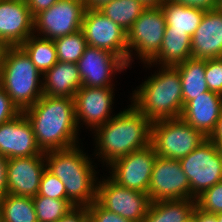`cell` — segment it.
Returning <instances> with one entry per match:
<instances>
[{"label":"cell","mask_w":222,"mask_h":222,"mask_svg":"<svg viewBox=\"0 0 222 222\" xmlns=\"http://www.w3.org/2000/svg\"><path fill=\"white\" fill-rule=\"evenodd\" d=\"M0 222H2V214H1V199H0Z\"/></svg>","instance_id":"7dc6e473"},{"label":"cell","mask_w":222,"mask_h":222,"mask_svg":"<svg viewBox=\"0 0 222 222\" xmlns=\"http://www.w3.org/2000/svg\"><path fill=\"white\" fill-rule=\"evenodd\" d=\"M179 162L193 199L222 181V151L208 138Z\"/></svg>","instance_id":"52a82bcc"},{"label":"cell","mask_w":222,"mask_h":222,"mask_svg":"<svg viewBox=\"0 0 222 222\" xmlns=\"http://www.w3.org/2000/svg\"><path fill=\"white\" fill-rule=\"evenodd\" d=\"M191 56L196 59L222 57V11H205L191 37Z\"/></svg>","instance_id":"d6986e66"},{"label":"cell","mask_w":222,"mask_h":222,"mask_svg":"<svg viewBox=\"0 0 222 222\" xmlns=\"http://www.w3.org/2000/svg\"><path fill=\"white\" fill-rule=\"evenodd\" d=\"M147 7H160L167 0H140Z\"/></svg>","instance_id":"7bdbcfd3"},{"label":"cell","mask_w":222,"mask_h":222,"mask_svg":"<svg viewBox=\"0 0 222 222\" xmlns=\"http://www.w3.org/2000/svg\"><path fill=\"white\" fill-rule=\"evenodd\" d=\"M20 113L21 111L0 86V124L12 120Z\"/></svg>","instance_id":"e575fe53"},{"label":"cell","mask_w":222,"mask_h":222,"mask_svg":"<svg viewBox=\"0 0 222 222\" xmlns=\"http://www.w3.org/2000/svg\"><path fill=\"white\" fill-rule=\"evenodd\" d=\"M84 153L77 145L44 154L46 168L65 185L67 198L75 206H88L97 197V172L88 155Z\"/></svg>","instance_id":"3957f363"},{"label":"cell","mask_w":222,"mask_h":222,"mask_svg":"<svg viewBox=\"0 0 222 222\" xmlns=\"http://www.w3.org/2000/svg\"><path fill=\"white\" fill-rule=\"evenodd\" d=\"M46 169L44 154L10 158L7 163L8 194L35 197Z\"/></svg>","instance_id":"ac0fdd59"},{"label":"cell","mask_w":222,"mask_h":222,"mask_svg":"<svg viewBox=\"0 0 222 222\" xmlns=\"http://www.w3.org/2000/svg\"><path fill=\"white\" fill-rule=\"evenodd\" d=\"M58 61L77 63L88 46L82 30L54 40Z\"/></svg>","instance_id":"f546056e"},{"label":"cell","mask_w":222,"mask_h":222,"mask_svg":"<svg viewBox=\"0 0 222 222\" xmlns=\"http://www.w3.org/2000/svg\"><path fill=\"white\" fill-rule=\"evenodd\" d=\"M176 4L203 9L205 11L217 9L218 0H169Z\"/></svg>","instance_id":"8d00e7d4"},{"label":"cell","mask_w":222,"mask_h":222,"mask_svg":"<svg viewBox=\"0 0 222 222\" xmlns=\"http://www.w3.org/2000/svg\"><path fill=\"white\" fill-rule=\"evenodd\" d=\"M81 30L89 46L109 51L128 64L127 32L98 9H86Z\"/></svg>","instance_id":"7c38bea8"},{"label":"cell","mask_w":222,"mask_h":222,"mask_svg":"<svg viewBox=\"0 0 222 222\" xmlns=\"http://www.w3.org/2000/svg\"><path fill=\"white\" fill-rule=\"evenodd\" d=\"M196 207V199L151 202L142 222H188Z\"/></svg>","instance_id":"cb8c5ba5"},{"label":"cell","mask_w":222,"mask_h":222,"mask_svg":"<svg viewBox=\"0 0 222 222\" xmlns=\"http://www.w3.org/2000/svg\"><path fill=\"white\" fill-rule=\"evenodd\" d=\"M221 112L222 95L209 90L188 101L180 118L208 137L214 130Z\"/></svg>","instance_id":"ffe728a7"},{"label":"cell","mask_w":222,"mask_h":222,"mask_svg":"<svg viewBox=\"0 0 222 222\" xmlns=\"http://www.w3.org/2000/svg\"><path fill=\"white\" fill-rule=\"evenodd\" d=\"M146 8L140 0H112L98 10L127 32Z\"/></svg>","instance_id":"4316f807"},{"label":"cell","mask_w":222,"mask_h":222,"mask_svg":"<svg viewBox=\"0 0 222 222\" xmlns=\"http://www.w3.org/2000/svg\"><path fill=\"white\" fill-rule=\"evenodd\" d=\"M38 222H57L75 205L70 200L52 199L45 196L32 197Z\"/></svg>","instance_id":"f1b7e54d"},{"label":"cell","mask_w":222,"mask_h":222,"mask_svg":"<svg viewBox=\"0 0 222 222\" xmlns=\"http://www.w3.org/2000/svg\"><path fill=\"white\" fill-rule=\"evenodd\" d=\"M42 76L44 96L74 98L82 86L77 63L58 61Z\"/></svg>","instance_id":"44dd1931"},{"label":"cell","mask_w":222,"mask_h":222,"mask_svg":"<svg viewBox=\"0 0 222 222\" xmlns=\"http://www.w3.org/2000/svg\"><path fill=\"white\" fill-rule=\"evenodd\" d=\"M134 90L132 104L151 122L180 118L183 110L182 85L176 66H161Z\"/></svg>","instance_id":"277c9868"},{"label":"cell","mask_w":222,"mask_h":222,"mask_svg":"<svg viewBox=\"0 0 222 222\" xmlns=\"http://www.w3.org/2000/svg\"><path fill=\"white\" fill-rule=\"evenodd\" d=\"M36 196H45L52 199L69 200L66 195L65 185L47 168L44 170L39 192Z\"/></svg>","instance_id":"1f68e13d"},{"label":"cell","mask_w":222,"mask_h":222,"mask_svg":"<svg viewBox=\"0 0 222 222\" xmlns=\"http://www.w3.org/2000/svg\"><path fill=\"white\" fill-rule=\"evenodd\" d=\"M176 67L181 79L183 107L188 101L209 91L205 78L206 59L191 57Z\"/></svg>","instance_id":"603a6c76"},{"label":"cell","mask_w":222,"mask_h":222,"mask_svg":"<svg viewBox=\"0 0 222 222\" xmlns=\"http://www.w3.org/2000/svg\"><path fill=\"white\" fill-rule=\"evenodd\" d=\"M114 87L81 86L74 95L75 120L77 127L81 121L95 130L104 125L113 116ZM81 120V121H80Z\"/></svg>","instance_id":"9a60e30c"},{"label":"cell","mask_w":222,"mask_h":222,"mask_svg":"<svg viewBox=\"0 0 222 222\" xmlns=\"http://www.w3.org/2000/svg\"><path fill=\"white\" fill-rule=\"evenodd\" d=\"M206 139L200 130L193 128L181 118L152 122L151 145L160 157L179 160Z\"/></svg>","instance_id":"8992f818"},{"label":"cell","mask_w":222,"mask_h":222,"mask_svg":"<svg viewBox=\"0 0 222 222\" xmlns=\"http://www.w3.org/2000/svg\"><path fill=\"white\" fill-rule=\"evenodd\" d=\"M8 46L0 39V70L2 68L4 55Z\"/></svg>","instance_id":"ee69618b"},{"label":"cell","mask_w":222,"mask_h":222,"mask_svg":"<svg viewBox=\"0 0 222 222\" xmlns=\"http://www.w3.org/2000/svg\"><path fill=\"white\" fill-rule=\"evenodd\" d=\"M191 57V37L184 31H165L159 52L147 65L176 66Z\"/></svg>","instance_id":"7402d4cb"},{"label":"cell","mask_w":222,"mask_h":222,"mask_svg":"<svg viewBox=\"0 0 222 222\" xmlns=\"http://www.w3.org/2000/svg\"><path fill=\"white\" fill-rule=\"evenodd\" d=\"M217 8L222 11V0H218Z\"/></svg>","instance_id":"f6af8a7d"},{"label":"cell","mask_w":222,"mask_h":222,"mask_svg":"<svg viewBox=\"0 0 222 222\" xmlns=\"http://www.w3.org/2000/svg\"><path fill=\"white\" fill-rule=\"evenodd\" d=\"M57 222H90L86 206H75Z\"/></svg>","instance_id":"d590c367"},{"label":"cell","mask_w":222,"mask_h":222,"mask_svg":"<svg viewBox=\"0 0 222 222\" xmlns=\"http://www.w3.org/2000/svg\"><path fill=\"white\" fill-rule=\"evenodd\" d=\"M147 194L151 202L193 199L179 160L156 157Z\"/></svg>","instance_id":"4fadbf2b"},{"label":"cell","mask_w":222,"mask_h":222,"mask_svg":"<svg viewBox=\"0 0 222 222\" xmlns=\"http://www.w3.org/2000/svg\"><path fill=\"white\" fill-rule=\"evenodd\" d=\"M2 222H38L32 197L7 194L1 198Z\"/></svg>","instance_id":"83f0119b"},{"label":"cell","mask_w":222,"mask_h":222,"mask_svg":"<svg viewBox=\"0 0 222 222\" xmlns=\"http://www.w3.org/2000/svg\"><path fill=\"white\" fill-rule=\"evenodd\" d=\"M164 12L165 31H184L192 37L198 28L205 10L165 1L161 6Z\"/></svg>","instance_id":"d4e9b609"},{"label":"cell","mask_w":222,"mask_h":222,"mask_svg":"<svg viewBox=\"0 0 222 222\" xmlns=\"http://www.w3.org/2000/svg\"><path fill=\"white\" fill-rule=\"evenodd\" d=\"M41 75L20 46H8L0 70V86L21 112L43 96Z\"/></svg>","instance_id":"5b68a950"},{"label":"cell","mask_w":222,"mask_h":222,"mask_svg":"<svg viewBox=\"0 0 222 222\" xmlns=\"http://www.w3.org/2000/svg\"><path fill=\"white\" fill-rule=\"evenodd\" d=\"M7 163L8 158L0 155V199L8 194Z\"/></svg>","instance_id":"74e56055"},{"label":"cell","mask_w":222,"mask_h":222,"mask_svg":"<svg viewBox=\"0 0 222 222\" xmlns=\"http://www.w3.org/2000/svg\"><path fill=\"white\" fill-rule=\"evenodd\" d=\"M217 220L222 222V212L217 214Z\"/></svg>","instance_id":"bcb514c9"},{"label":"cell","mask_w":222,"mask_h":222,"mask_svg":"<svg viewBox=\"0 0 222 222\" xmlns=\"http://www.w3.org/2000/svg\"><path fill=\"white\" fill-rule=\"evenodd\" d=\"M34 33V17L26 0H0V39L20 46Z\"/></svg>","instance_id":"e0dca14e"},{"label":"cell","mask_w":222,"mask_h":222,"mask_svg":"<svg viewBox=\"0 0 222 222\" xmlns=\"http://www.w3.org/2000/svg\"><path fill=\"white\" fill-rule=\"evenodd\" d=\"M152 122L133 104L95 129L96 156L110 165L116 159L151 144Z\"/></svg>","instance_id":"7a4b0ae2"},{"label":"cell","mask_w":222,"mask_h":222,"mask_svg":"<svg viewBox=\"0 0 222 222\" xmlns=\"http://www.w3.org/2000/svg\"><path fill=\"white\" fill-rule=\"evenodd\" d=\"M112 0H84L86 9H99Z\"/></svg>","instance_id":"b9f144b4"},{"label":"cell","mask_w":222,"mask_h":222,"mask_svg":"<svg viewBox=\"0 0 222 222\" xmlns=\"http://www.w3.org/2000/svg\"><path fill=\"white\" fill-rule=\"evenodd\" d=\"M156 157L151 144L133 151L108 165L112 170L109 177L120 186L147 194Z\"/></svg>","instance_id":"8fae6325"},{"label":"cell","mask_w":222,"mask_h":222,"mask_svg":"<svg viewBox=\"0 0 222 222\" xmlns=\"http://www.w3.org/2000/svg\"><path fill=\"white\" fill-rule=\"evenodd\" d=\"M98 181L96 201L133 222H142L151 204L148 194L118 185L110 177Z\"/></svg>","instance_id":"30bf717a"},{"label":"cell","mask_w":222,"mask_h":222,"mask_svg":"<svg viewBox=\"0 0 222 222\" xmlns=\"http://www.w3.org/2000/svg\"><path fill=\"white\" fill-rule=\"evenodd\" d=\"M40 154L45 152L38 146L32 124L23 112L0 124V155L10 159Z\"/></svg>","instance_id":"2e32d148"},{"label":"cell","mask_w":222,"mask_h":222,"mask_svg":"<svg viewBox=\"0 0 222 222\" xmlns=\"http://www.w3.org/2000/svg\"><path fill=\"white\" fill-rule=\"evenodd\" d=\"M207 138L222 151V112L216 122L214 130L210 133Z\"/></svg>","instance_id":"ab89813d"},{"label":"cell","mask_w":222,"mask_h":222,"mask_svg":"<svg viewBox=\"0 0 222 222\" xmlns=\"http://www.w3.org/2000/svg\"><path fill=\"white\" fill-rule=\"evenodd\" d=\"M85 11L84 0H58L34 16V32L51 40L76 33L81 30Z\"/></svg>","instance_id":"9c48e42d"},{"label":"cell","mask_w":222,"mask_h":222,"mask_svg":"<svg viewBox=\"0 0 222 222\" xmlns=\"http://www.w3.org/2000/svg\"><path fill=\"white\" fill-rule=\"evenodd\" d=\"M23 113L32 124L37 144L43 152L78 145L74 98L43 95Z\"/></svg>","instance_id":"6da1fadb"},{"label":"cell","mask_w":222,"mask_h":222,"mask_svg":"<svg viewBox=\"0 0 222 222\" xmlns=\"http://www.w3.org/2000/svg\"><path fill=\"white\" fill-rule=\"evenodd\" d=\"M77 65L82 86L86 87H113L111 76L129 66L119 56L89 45Z\"/></svg>","instance_id":"5bb4252c"},{"label":"cell","mask_w":222,"mask_h":222,"mask_svg":"<svg viewBox=\"0 0 222 222\" xmlns=\"http://www.w3.org/2000/svg\"><path fill=\"white\" fill-rule=\"evenodd\" d=\"M205 78L209 90L222 95V57L206 60Z\"/></svg>","instance_id":"d6a6232c"},{"label":"cell","mask_w":222,"mask_h":222,"mask_svg":"<svg viewBox=\"0 0 222 222\" xmlns=\"http://www.w3.org/2000/svg\"><path fill=\"white\" fill-rule=\"evenodd\" d=\"M165 27V15L161 7H147L127 31L128 65L133 61V50L143 63H148L159 52Z\"/></svg>","instance_id":"ba28073f"},{"label":"cell","mask_w":222,"mask_h":222,"mask_svg":"<svg viewBox=\"0 0 222 222\" xmlns=\"http://www.w3.org/2000/svg\"><path fill=\"white\" fill-rule=\"evenodd\" d=\"M20 47L26 52L42 75L58 62L54 40L36 37L33 34Z\"/></svg>","instance_id":"484cf974"},{"label":"cell","mask_w":222,"mask_h":222,"mask_svg":"<svg viewBox=\"0 0 222 222\" xmlns=\"http://www.w3.org/2000/svg\"><path fill=\"white\" fill-rule=\"evenodd\" d=\"M191 219L193 222H219L217 220V214L204 212L197 206L193 210Z\"/></svg>","instance_id":"60d3db41"},{"label":"cell","mask_w":222,"mask_h":222,"mask_svg":"<svg viewBox=\"0 0 222 222\" xmlns=\"http://www.w3.org/2000/svg\"><path fill=\"white\" fill-rule=\"evenodd\" d=\"M90 222H133L102 207L96 200L86 206Z\"/></svg>","instance_id":"836d02e7"},{"label":"cell","mask_w":222,"mask_h":222,"mask_svg":"<svg viewBox=\"0 0 222 222\" xmlns=\"http://www.w3.org/2000/svg\"><path fill=\"white\" fill-rule=\"evenodd\" d=\"M58 0H26L32 16L34 17L39 12L48 9Z\"/></svg>","instance_id":"f35d334b"},{"label":"cell","mask_w":222,"mask_h":222,"mask_svg":"<svg viewBox=\"0 0 222 222\" xmlns=\"http://www.w3.org/2000/svg\"><path fill=\"white\" fill-rule=\"evenodd\" d=\"M196 206L204 212L218 214L222 212V181L205 190L196 198Z\"/></svg>","instance_id":"4dcf8cb0"}]
</instances>
